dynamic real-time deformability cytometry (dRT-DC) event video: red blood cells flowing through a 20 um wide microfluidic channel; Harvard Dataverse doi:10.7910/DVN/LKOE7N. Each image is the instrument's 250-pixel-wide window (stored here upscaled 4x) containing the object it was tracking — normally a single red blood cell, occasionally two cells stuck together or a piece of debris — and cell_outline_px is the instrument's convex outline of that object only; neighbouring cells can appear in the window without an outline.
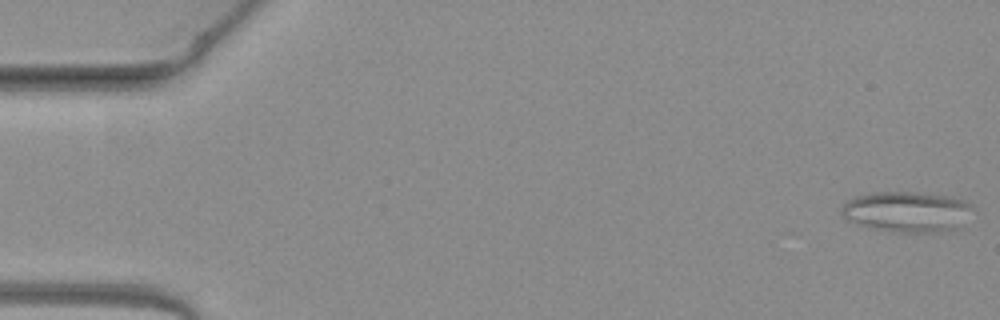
{"species": "common noctule bat (a hibernating species)", "species_latin": "Nyctalus noctula", "temperature_condition": "warm", "stored_images_in_passage": 50, "camera_frame_rate_fps": 3000, "um_per_image_px": 0.085, "animal": {"sex": "female", "body_mass_g": 19.3, "forearm_length_mm": 54.1}, "frame": {"image": 1, "passage_image": 1, "time_ms": 0.0, "image_size_px": [1000, 320], "cell_outline_px": [[972, 208], [952, 232], [892, 232], [868, 228], [848, 220], [840, 212], [840, 208], [848, 200], [856, 196], [872, 192], [912, 192], [948, 196], [964, 200], [972, 204]], "centroid_in_image_um": [77.03, 18.0], "position_along_channel_um": 8.0, "area_um2": 30.92}}
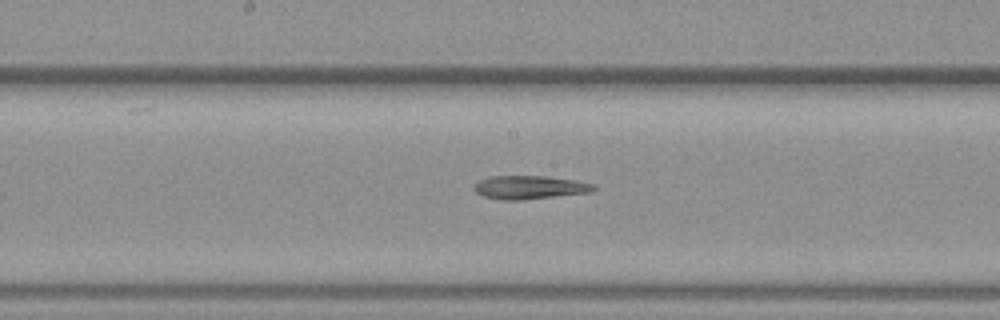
{"frame": {"image": 2, "passage_image": 26, "time_ms": 8.333, "image_size_px": [1000, 320], "cell_outline_px": [[596, 188], [592, 192], [524, 200], [504, 200], [484, 196], [476, 192], [472, 188], [472, 184], [480, 180], [492, 176], [544, 176], [576, 180], [596, 184]], "centroid_in_image_um": [45.03, 15.92], "position_along_channel_um": 203.2, "area_um2": 16.47}}
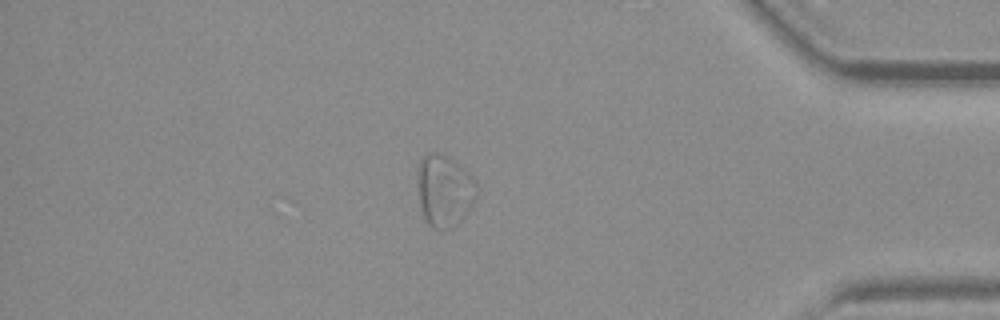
{"frame": {"image": 3, "passage_image": 43, "time_ms": 14.0, "image_size_px": [1000, 320], "cell_outline_px": [[476, 196], [472, 204], [448, 228], [432, 228], [428, 224], [424, 216], [420, 204], [420, 160], [428, 152], [440, 152], [460, 164], [472, 176], [476, 184]], "centroid_in_image_um": [37.78, 16.13], "position_along_channel_um": 397.4, "area_um2": 23.58}}